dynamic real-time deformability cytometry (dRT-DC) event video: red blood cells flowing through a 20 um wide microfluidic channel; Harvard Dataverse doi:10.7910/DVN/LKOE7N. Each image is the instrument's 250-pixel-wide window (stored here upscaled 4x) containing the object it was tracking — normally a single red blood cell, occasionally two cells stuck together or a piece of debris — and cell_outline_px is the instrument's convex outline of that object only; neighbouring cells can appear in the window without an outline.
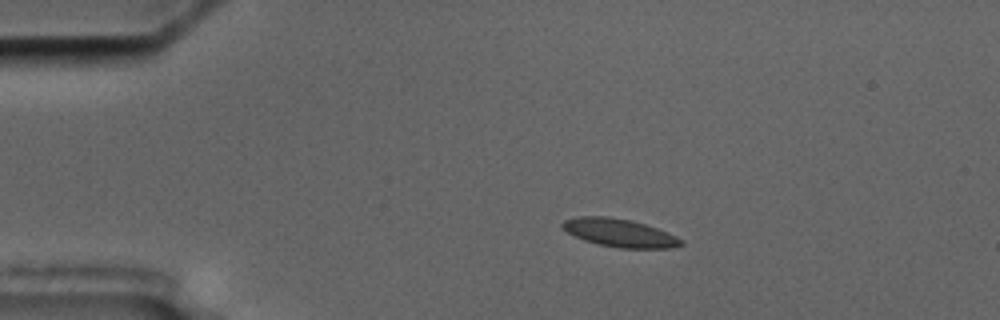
{"species": "common noctule bat (a hibernating species)", "species_latin": "Nyctalus noctula", "temperature_condition": "cold", "stored_images_in_passage": 4, "camera_frame_rate_fps": 3000, "um_per_image_px": 0.085, "animal": {"sex": "male", "body_mass_g": 17.5, "forearm_length_mm": 52.3}, "frame": {"image": 1, "passage_image": 1, "time_ms": 0.0, "image_size_px": [1000, 320], "cell_outline_px": [[684, 244], [672, 248], [620, 248], [600, 244], [584, 240], [568, 232], [560, 224], [564, 220], [580, 216], [608, 216], [632, 220], [656, 228], [676, 236], [684, 240]], "centroid_in_image_um": [52.69, 19.79], "position_along_channel_um": 32.3, "area_um2": 19.25}}
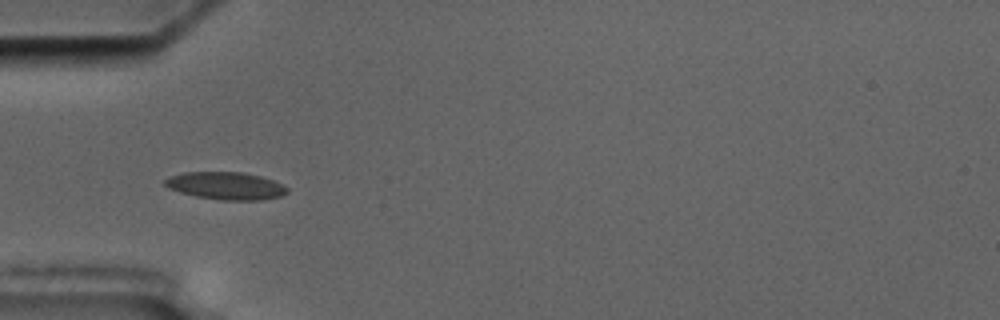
{"frame": {"image": 2, "passage_image": 3, "time_ms": 2.333, "image_size_px": [1000, 320], "cell_outline_px": [[288, 192], [280, 196], [260, 200], [220, 200], [196, 196], [180, 192], [168, 188], [164, 184], [164, 180], [168, 176], [184, 172], [244, 172], [260, 176], [272, 180], [288, 188]], "centroid_in_image_um": [19.16, 15.79], "position_along_channel_um": 65.8, "area_um2": 19.59}}